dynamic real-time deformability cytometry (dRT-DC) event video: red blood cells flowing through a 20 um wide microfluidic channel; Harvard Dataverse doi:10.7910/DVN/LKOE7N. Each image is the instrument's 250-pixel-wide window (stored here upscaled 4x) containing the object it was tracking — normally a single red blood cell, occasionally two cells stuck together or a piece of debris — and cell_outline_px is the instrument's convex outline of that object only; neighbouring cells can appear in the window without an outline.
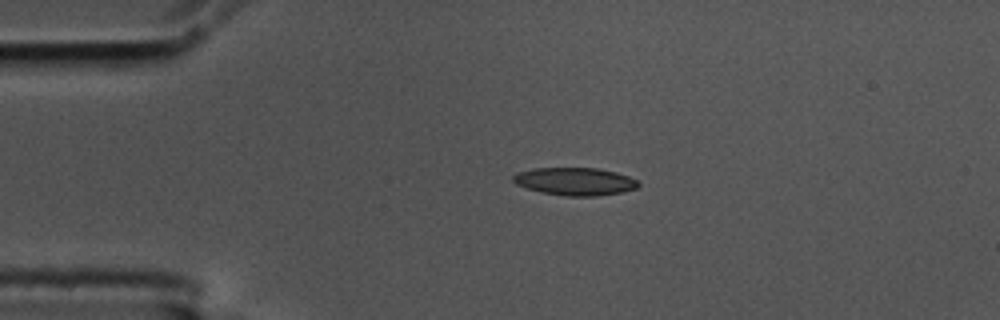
{"species": "common noctule bat (a hibernating species)", "species_latin": "Nyctalus noctula", "temperature_condition": "cold", "stored_images_in_passage": 44, "camera_frame_rate_fps": 3000, "um_per_image_px": 0.085, "animal": {"sex": "male", "body_mass_g": 17.5, "forearm_length_mm": 52.3}, "frame": {"image": 1, "passage_image": 1, "time_ms": 0.0, "image_size_px": [1000, 320], "cell_outline_px": [[640, 184], [636, 188], [620, 192], [596, 196], [564, 196], [544, 192], [528, 188], [516, 184], [512, 180], [512, 176], [516, 172], [532, 168], [596, 168], [616, 172], [628, 176], [636, 180]], "centroid_in_image_um": [48.84, 15.41], "position_along_channel_um": 36.2, "area_um2": 20.11}}
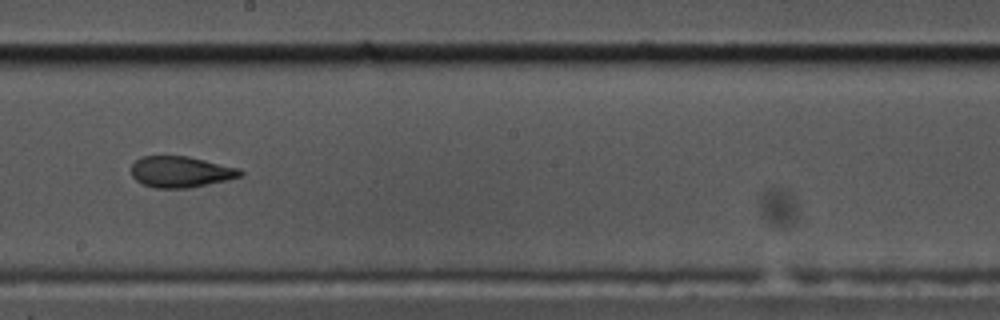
{"frame": {"image": 2, "passage_image": 20, "time_ms": 6.333, "image_size_px": [1000, 320], "cell_outline_px": [[244, 172], [240, 176], [208, 184], [188, 188], [156, 188], [144, 184], [136, 180], [132, 176], [132, 164], [140, 156], [188, 156], [240, 168]], "centroid_in_image_um": [15.35, 14.59], "position_along_channel_um": 232.8, "area_um2": 19.65}}
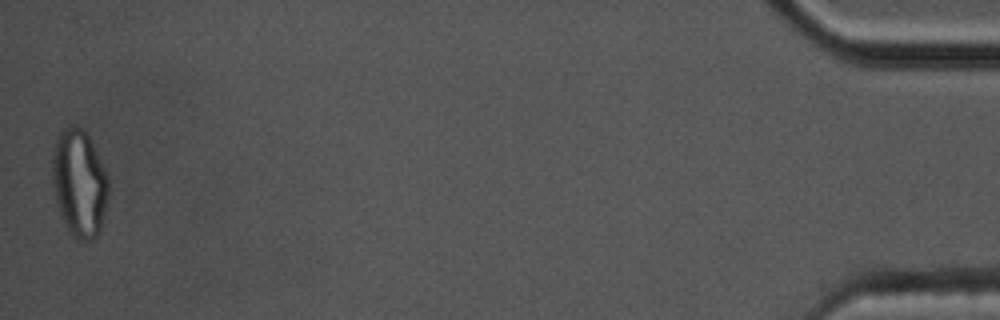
{"frame": {"image": 3, "passage_image": 44, "time_ms": 14.333, "image_size_px": [1000, 320], "cell_outline_px": [[108, 196], [100, 228], [96, 236], [88, 240], [84, 240], [72, 236], [60, 212], [56, 200], [52, 184], [52, 156], [56, 140], [60, 132], [68, 124], [72, 124], [80, 128], [88, 136], [108, 176]], "centroid_in_image_um": [6.72, 15.54], "position_along_channel_um": 428.5, "area_um2": 34.56}, "authors_computed_cell_mechanics": {"area_um2": 20.519, "velocity_mm_per_s": 3.6243, "shape_relaxation_time_tau1_ms": 6.6839, "shape_relaxation_time_tau2_ms": 2.0126, "deformation_change_tau1": 0.2043, "deformation_change_tau2": 0.0933}}